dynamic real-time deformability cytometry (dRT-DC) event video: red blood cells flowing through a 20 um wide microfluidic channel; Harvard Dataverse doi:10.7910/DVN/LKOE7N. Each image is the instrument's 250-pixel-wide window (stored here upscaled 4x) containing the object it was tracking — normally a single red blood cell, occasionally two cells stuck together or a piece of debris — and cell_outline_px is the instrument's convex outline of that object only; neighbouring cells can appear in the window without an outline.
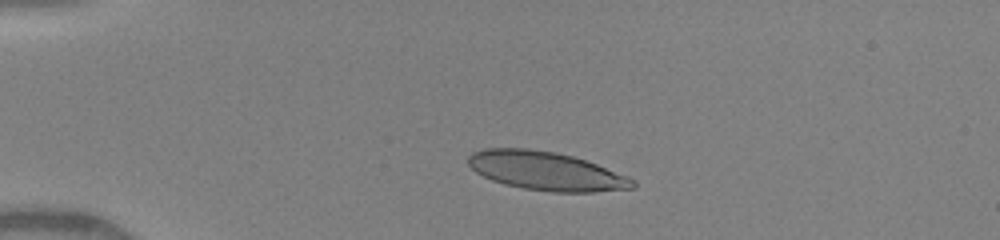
{"species": "human", "species_latin": "Homo sapiens", "temperature_condition": "warm", "stored_images_in_passage": 37, "camera_frame_rate_fps": 3000, "um_per_image_px": 0.085, "donor": {"sex": "female"}, "frame": {"image": 1, "passage_image": 1, "time_ms": 0.0, "image_size_px": [1000, 240], "cell_outline_px": [[636, 188], [592, 192], [552, 192], [524, 188], [504, 184], [492, 180], [476, 172], [468, 164], [468, 156], [472, 152], [484, 148], [528, 148], [556, 152], [572, 156], [596, 164], [628, 176], [636, 184]], "centroid_in_image_um": [46.4, 14.53], "position_along_channel_um": 38.6, "area_um2": 36.93}}
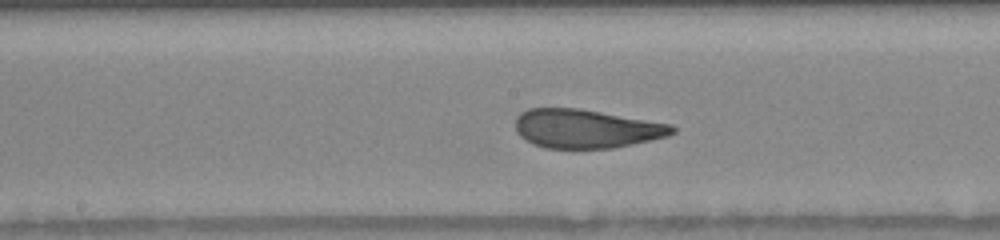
{"frame": {"image": 2, "passage_image": 20, "time_ms": 5.0, "image_size_px": [1000, 240], "cell_outline_px": [[676, 132], [668, 136], [652, 140], [612, 148], [544, 148], [532, 144], [520, 136], [516, 132], [516, 116], [520, 112], [528, 108], [580, 108], [672, 124], [676, 128]], "centroid_in_image_um": [49.82, 10.93], "position_along_channel_um": 198.4, "area_um2": 35.72}}
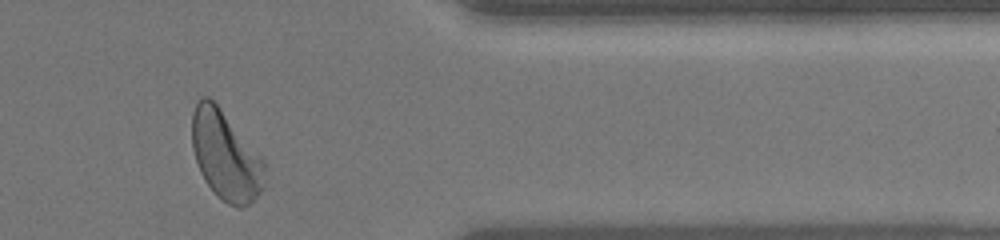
{"frame": {"image": 3, "passage_image": 34, "time_ms": 10.0, "image_size_px": [1000, 240], "cell_outline_px": [[264, 188], [248, 204], [240, 208], [236, 208], [228, 204], [216, 196], [200, 172], [192, 148], [192, 112], [200, 96], [208, 96], [220, 108], [264, 160]], "centroid_in_image_um": [19.16, 13.23], "position_along_channel_um": 392.2, "area_um2": 37.34}, "authors_computed_cell_mechanics": {"area_um2": 36.2984, "velocity_mm_per_s": 4.1464, "shape_relaxation_time_tau1_ms": 5.5574, "shape_relaxation_time_tau2_ms": 1.0247, "deformation_change_tau1": 0.2214, "deformation_change_tau2": 0.068}}